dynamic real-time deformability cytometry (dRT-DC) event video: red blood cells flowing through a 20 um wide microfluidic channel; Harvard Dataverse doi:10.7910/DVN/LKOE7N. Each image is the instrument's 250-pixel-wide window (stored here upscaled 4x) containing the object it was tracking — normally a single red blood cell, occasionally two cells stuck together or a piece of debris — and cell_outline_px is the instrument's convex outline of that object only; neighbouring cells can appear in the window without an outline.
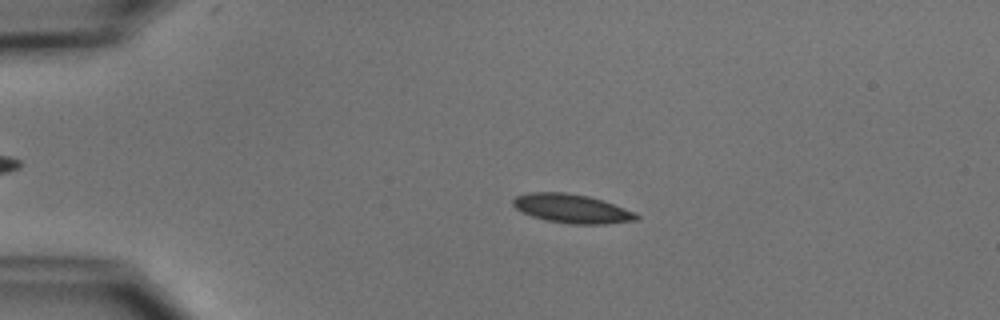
{"species": "common noctule bat (a hibernating species)", "species_latin": "Nyctalus noctula", "temperature_condition": "cold", "stored_images_in_passage": 54, "camera_frame_rate_fps": 3000, "um_per_image_px": 0.085, "animal": {"sex": "male", "body_mass_g": 15.6}, "frame": {"image": 1, "passage_image": 12, "time_ms": 3.667, "image_size_px": [1000, 320], "cell_outline_px": [[640, 216], [636, 220], [604, 224], [572, 224], [548, 220], [532, 216], [516, 208], [512, 204], [512, 200], [516, 196], [528, 192], [564, 192], [588, 196], [604, 200], [636, 212]], "centroid_in_image_um": [48.63, 17.72], "position_along_channel_um": 36.4, "area_um2": 20.75}}
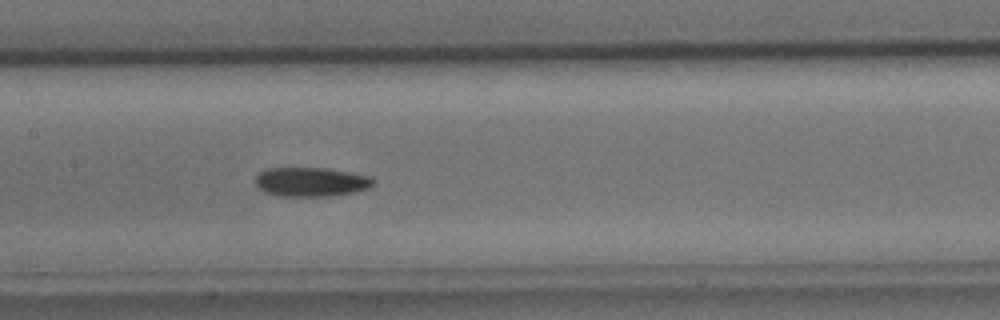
{"frame": {"image": 2, "passage_image": 27, "time_ms": 8.667, "image_size_px": [1000, 320], "cell_outline_px": [[376, 184], [368, 188], [356, 192], [332, 196], [280, 196], [264, 192], [256, 184], [256, 176], [264, 168], [324, 168], [348, 172], [368, 176], [376, 180]], "centroid_in_image_um": [26.45, 15.47], "position_along_channel_um": 180.9, "area_um2": 20.11}}
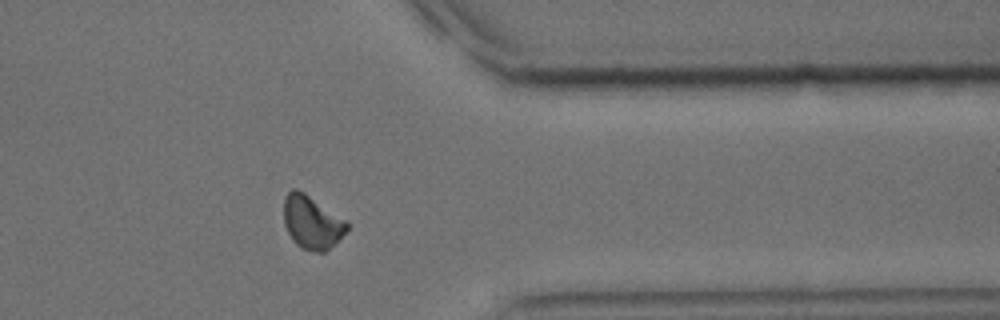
{"frame": {"image": 3, "passage_image": 44, "time_ms": 14.333, "image_size_px": [1000, 320], "cell_outline_px": [[348, 228], [324, 252], [316, 252], [300, 248], [292, 240], [284, 224], [284, 196], [292, 188], [296, 188], [304, 192], [344, 220], [348, 224]], "centroid_in_image_um": [26.44, 18.88], "position_along_channel_um": 385.0, "area_um2": 19.13}, "authors_computed_cell_mechanics": {"area_um2": 19.7676, "velocity_mm_per_s": 3.7628, "shape_relaxation_time_tau1_ms": 4.2553, "shape_relaxation_time_tau2_ms": null, "deformation_change_tau1": 0.1176, "deformation_change_tau2": null}}